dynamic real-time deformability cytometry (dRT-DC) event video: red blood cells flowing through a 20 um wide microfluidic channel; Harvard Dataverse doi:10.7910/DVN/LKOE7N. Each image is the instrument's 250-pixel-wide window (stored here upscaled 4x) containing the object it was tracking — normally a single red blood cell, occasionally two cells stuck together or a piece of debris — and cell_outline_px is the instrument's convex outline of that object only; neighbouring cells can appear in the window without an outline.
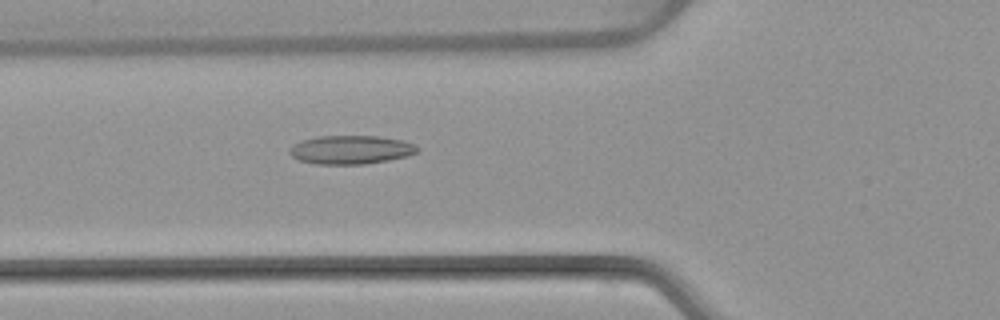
{"species": "common noctule bat (a hibernating species)", "species_latin": "Nyctalus noctula", "temperature_condition": "warm", "stored_images_in_passage": 6, "camera_frame_rate_fps": 3000, "um_per_image_px": 0.085, "animal": {"sex": "female", "body_mass_g": 22.7, "forearm_length_mm": 54.2}, "frame": {"image": 1, "passage_image": 6, "time_ms": 5.667, "image_size_px": [1000, 320], "cell_outline_px": [[420, 148], [416, 152], [408, 156], [388, 160], [364, 164], [316, 164], [300, 160], [292, 156], [288, 152], [292, 144], [300, 140], [316, 136], [376, 136], [400, 140], [416, 144]], "centroid_in_image_um": [29.8, 12.72], "position_along_channel_um": 96.0, "area_um2": 21.39}}